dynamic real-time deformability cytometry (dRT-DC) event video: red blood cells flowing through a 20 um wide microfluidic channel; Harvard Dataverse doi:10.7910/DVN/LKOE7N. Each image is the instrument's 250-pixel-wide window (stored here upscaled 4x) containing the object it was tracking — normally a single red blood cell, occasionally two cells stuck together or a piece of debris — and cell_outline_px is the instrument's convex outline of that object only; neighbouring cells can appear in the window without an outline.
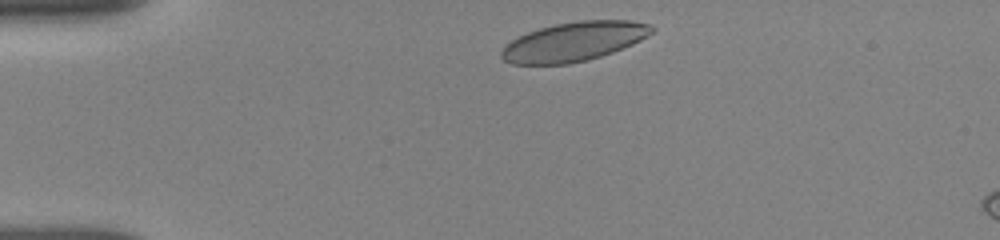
{"species": "human", "species_latin": "Homo sapiens", "temperature_condition": "room temperature", "stored_images_in_passage": 4, "camera_frame_rate_fps": 3000, "um_per_image_px": 0.085, "donor": {"sex": "female"}, "frame": {"image": 1, "passage_image": 1, "time_ms": 0.0, "image_size_px": [1000, 240], "cell_outline_px": [[656, 28], [652, 32], [640, 40], [632, 44], [612, 52], [600, 56], [568, 64], [512, 64], [504, 60], [500, 56], [500, 52], [504, 44], [528, 32], [540, 28], [556, 24], [580, 20], [628, 20], [652, 24]], "centroid_in_image_um": [48.77, 3.53], "position_along_channel_um": 36.2, "area_um2": 34.16}}